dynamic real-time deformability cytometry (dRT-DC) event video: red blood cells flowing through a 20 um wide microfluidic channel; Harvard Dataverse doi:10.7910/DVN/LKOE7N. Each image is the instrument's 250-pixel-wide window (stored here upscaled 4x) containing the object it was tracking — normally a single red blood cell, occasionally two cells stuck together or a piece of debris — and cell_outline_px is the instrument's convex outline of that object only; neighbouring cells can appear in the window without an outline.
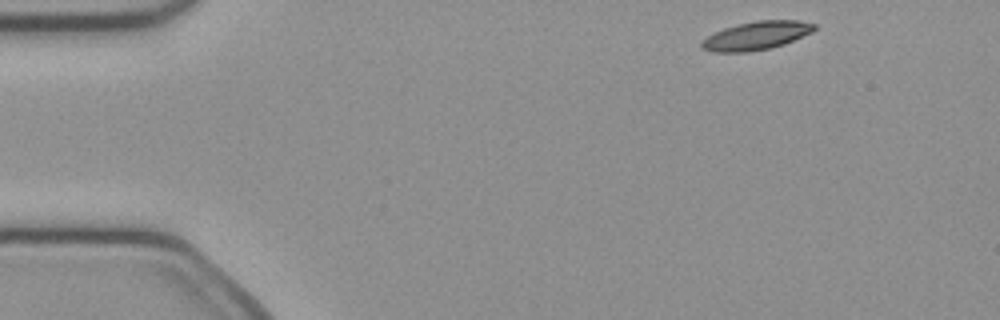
{"species": "common noctule bat (a hibernating species)", "species_latin": "Nyctalus noctula", "temperature_condition": "cold", "stored_images_in_passage": 46, "camera_frame_rate_fps": 3000, "um_per_image_px": 0.085, "animal": {"sex": "female", "body_mass_g": 21.9}, "frame": {"image": 1, "passage_image": 1, "time_ms": 0.0, "image_size_px": [1000, 320], "cell_outline_px": [[816, 28], [812, 32], [784, 44], [772, 48], [748, 52], [712, 52], [700, 48], [700, 40], [724, 28], [736, 24], [756, 20], [800, 20], [816, 24]], "centroid_in_image_um": [64.27, 3.03], "position_along_channel_um": 20.7, "area_um2": 18.84}}
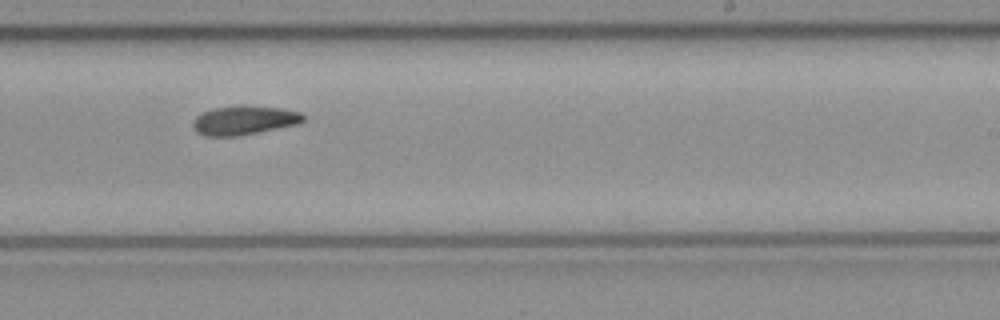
{"frame": {"image": 2, "passage_image": 26, "time_ms": 8.333, "image_size_px": [1000, 320], "cell_outline_px": [[304, 120], [296, 124], [240, 136], [204, 136], [196, 132], [192, 128], [192, 120], [196, 116], [212, 108], [240, 104], [280, 108], [300, 112], [304, 116]], "centroid_in_image_um": [20.69, 10.21], "position_along_channel_um": 268.3, "area_um2": 18.9}}
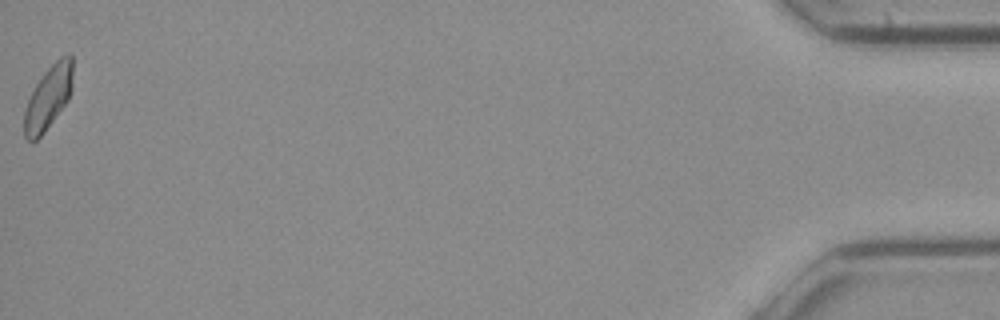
{"frame": {"image": 3, "passage_image": 46, "time_ms": 15.0, "image_size_px": [1000, 320], "cell_outline_px": [[72, 88], [68, 100], [44, 132], [36, 140], [28, 140], [24, 136], [24, 108], [36, 84], [44, 72], [60, 56], [68, 52], [72, 52]], "centroid_in_image_um": [4.12, 8.25], "position_along_channel_um": 431.1, "area_um2": 17.92}, "authors_computed_cell_mechanics": {"area_um2": 18.8428, "velocity_mm_per_s": 4.0132, "shape_relaxation_time_tau1_ms": 5.7987, "shape_relaxation_time_tau2_ms": null, "deformation_change_tau1": 0.1469, "deformation_change_tau2": null}}